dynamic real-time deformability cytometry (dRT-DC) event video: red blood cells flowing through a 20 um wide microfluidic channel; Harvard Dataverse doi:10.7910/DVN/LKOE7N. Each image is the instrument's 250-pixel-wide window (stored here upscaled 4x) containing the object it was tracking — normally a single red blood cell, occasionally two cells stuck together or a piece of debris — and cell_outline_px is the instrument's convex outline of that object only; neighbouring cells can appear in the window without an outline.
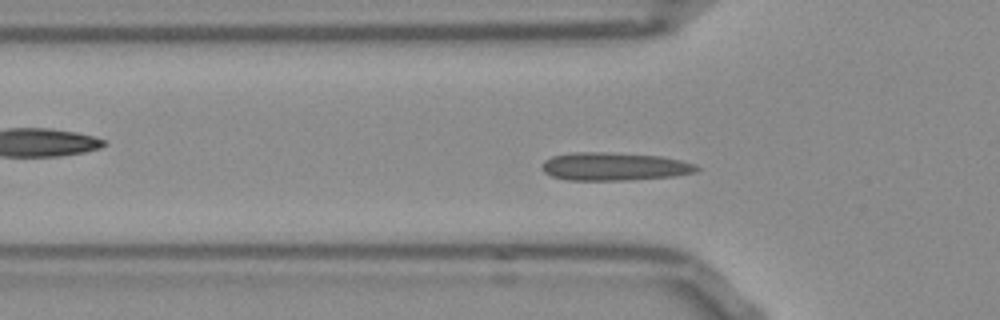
{"species": "Egyptian fruit bat (a non-hibernating species)", "species_latin": "Rousettus aegyptiacus", "temperature_condition": "room temperature", "stored_images_in_passage": 53, "segment_of_instrument_passage": [1, 2], "camera_frame_rate_fps": 3000, "um_per_image_px": 0.085, "frame": {"image": 1, "passage_image": 15, "time_ms": 4.667, "image_size_px": [1000, 320], "cell_outline_px": [[700, 168], [696, 172], [676, 176], [628, 180], [568, 180], [552, 176], [544, 172], [540, 168], [544, 160], [552, 156], [572, 152], [608, 152], [660, 156], [680, 160], [696, 164]], "centroid_in_image_um": [52.2, 14.15], "position_along_channel_um": 73.6, "area_um2": 25.49}}
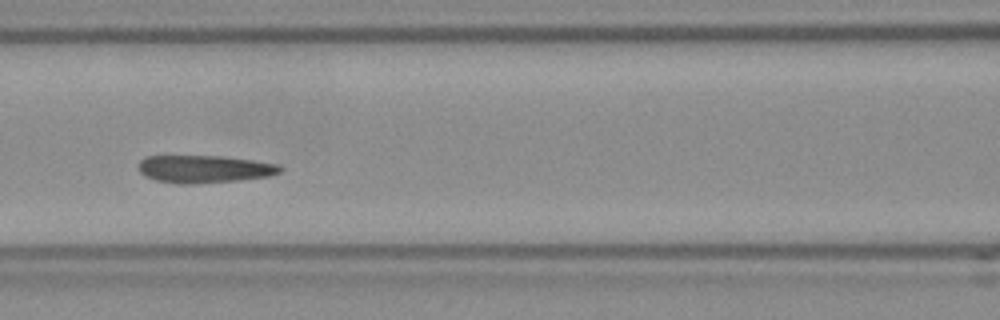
{"frame": {"image": 2, "passage_image": 21, "time_ms": 6.667, "image_size_px": [1000, 320], "cell_outline_px": [[284, 168], [280, 172], [268, 176], [240, 180], [192, 184], [176, 184], [156, 180], [144, 176], [140, 172], [140, 160], [148, 156], [220, 156], [252, 160], [280, 164]], "centroid_in_image_um": [17.39, 14.37], "position_along_channel_um": 149.2, "area_um2": 22.77}}
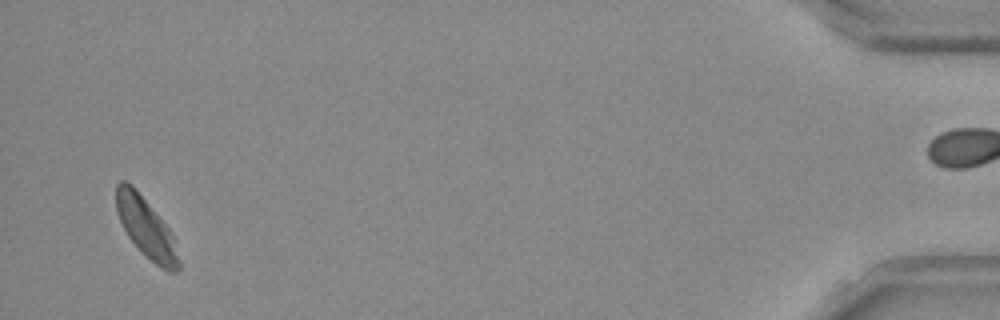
{"frame": {"image": 3, "passage_image": 50, "time_ms": 16.333, "image_size_px": [1000, 320], "cell_outline_px": [[180, 268], [176, 272], [168, 272], [156, 264], [128, 236], [120, 220], [116, 208], [116, 184], [120, 180], [124, 180], [132, 184], [172, 232], [180, 264]], "centroid_in_image_um": [12.42, 19.32], "position_along_channel_um": 422.8, "area_um2": 21.27}}